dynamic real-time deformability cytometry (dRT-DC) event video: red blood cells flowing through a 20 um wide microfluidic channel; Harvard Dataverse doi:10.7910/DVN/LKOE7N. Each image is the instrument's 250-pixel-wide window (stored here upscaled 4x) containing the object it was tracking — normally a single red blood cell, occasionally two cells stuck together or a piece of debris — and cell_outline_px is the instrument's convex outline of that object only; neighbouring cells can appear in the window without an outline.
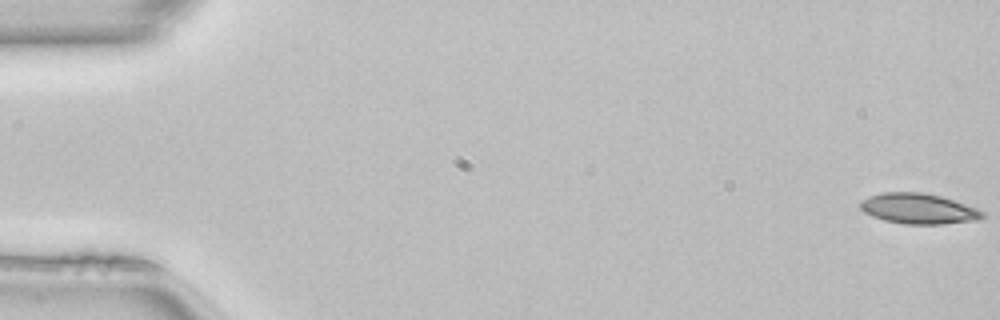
{"species": "common noctule bat (a hibernating species)", "species_latin": "Nyctalus noctula", "temperature_condition": "room temperature", "stored_images_in_passage": 50, "camera_frame_rate_fps": 3000, "um_per_image_px": 0.085, "animal": {"sex": "female", "body_mass_g": 22.7, "forearm_length_mm": 54.2}, "frame": {"image": 1, "passage_image": 1, "time_ms": 0.0, "image_size_px": [1000, 320], "cell_outline_px": [[984, 216], [976, 220], [940, 224], [904, 224], [884, 220], [872, 216], [864, 212], [860, 208], [860, 200], [868, 196], [884, 192], [920, 192], [940, 196], [976, 208], [984, 212]], "centroid_in_image_um": [78.02, 17.73], "position_along_channel_um": 7.0, "area_um2": 21.5}}
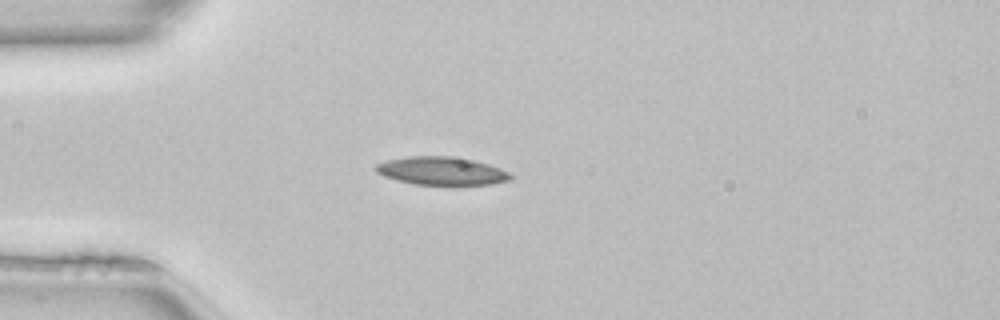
{"frame": {"image": 2, "passage_image": 14, "time_ms": 4.333, "image_size_px": [1000, 320], "cell_outline_px": [[516, 176], [512, 180], [488, 184], [412, 184], [396, 180], [384, 176], [376, 172], [376, 164], [384, 160], [408, 156], [452, 156], [472, 160], [488, 164], [512, 172]], "centroid_in_image_um": [37.56, 14.52], "position_along_channel_um": 47.4, "area_um2": 22.2}}
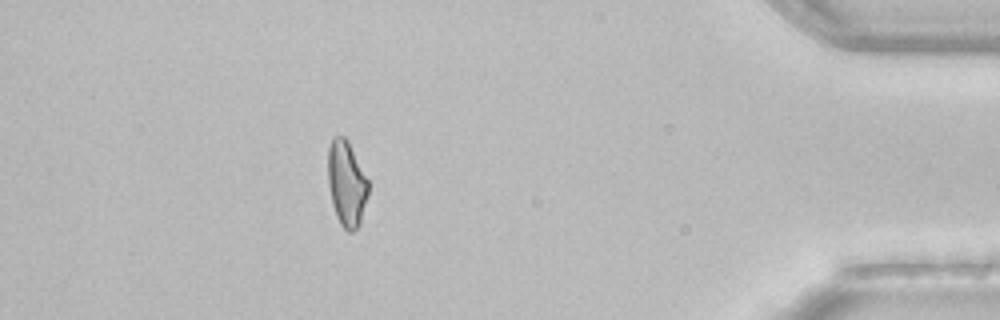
{"frame": {"image": 3, "passage_image": 45, "time_ms": 14.667, "image_size_px": [1000, 320], "cell_outline_px": [[368, 196], [360, 224], [352, 232], [348, 232], [340, 224], [336, 216], [332, 204], [328, 184], [328, 148], [332, 136], [344, 136], [348, 140], [368, 180]], "centroid_in_image_um": [29.45, 15.6], "position_along_channel_um": 405.7, "area_um2": 20.23}, "authors_computed_cell_mechanics": {"area_um2": 21.1837, "velocity_mm_per_s": 4.1104, "shape_relaxation_time_tau1_ms": 10.3172, "shape_relaxation_time_tau2_ms": 9.9126, "deformation_change_tau1": 0.2135, "deformation_change_tau2": 0.2066}}